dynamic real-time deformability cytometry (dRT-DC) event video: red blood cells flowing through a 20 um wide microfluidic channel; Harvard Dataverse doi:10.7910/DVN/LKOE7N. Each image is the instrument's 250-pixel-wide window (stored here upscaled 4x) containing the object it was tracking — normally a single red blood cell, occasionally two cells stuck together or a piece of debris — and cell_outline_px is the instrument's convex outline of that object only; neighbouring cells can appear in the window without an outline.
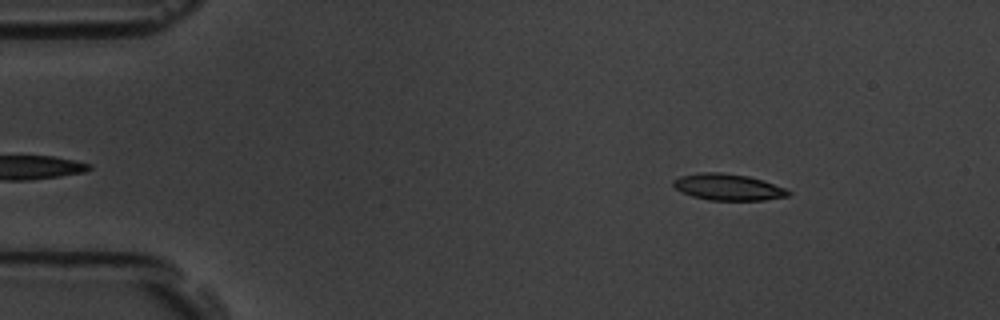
{"species": "common noctule bat (a hibernating species)", "species_latin": "Nyctalus noctula", "temperature_condition": "room temperature", "stored_images_in_passage": 4, "camera_frame_rate_fps": 3000, "um_per_image_px": 0.085, "animal": {"sex": "male", "body_mass_g": 19.5, "forearm_length_mm": 54.6}, "frame": {"image": 1, "passage_image": 1, "time_ms": 0.0, "image_size_px": [1000, 320], "cell_outline_px": [[792, 192], [788, 196], [764, 200], [708, 200], [692, 196], [676, 188], [672, 184], [672, 180], [680, 176], [704, 172], [720, 172], [748, 176], [784, 188]], "centroid_in_image_um": [61.86, 15.9], "position_along_channel_um": 23.1, "area_um2": 17.46}}